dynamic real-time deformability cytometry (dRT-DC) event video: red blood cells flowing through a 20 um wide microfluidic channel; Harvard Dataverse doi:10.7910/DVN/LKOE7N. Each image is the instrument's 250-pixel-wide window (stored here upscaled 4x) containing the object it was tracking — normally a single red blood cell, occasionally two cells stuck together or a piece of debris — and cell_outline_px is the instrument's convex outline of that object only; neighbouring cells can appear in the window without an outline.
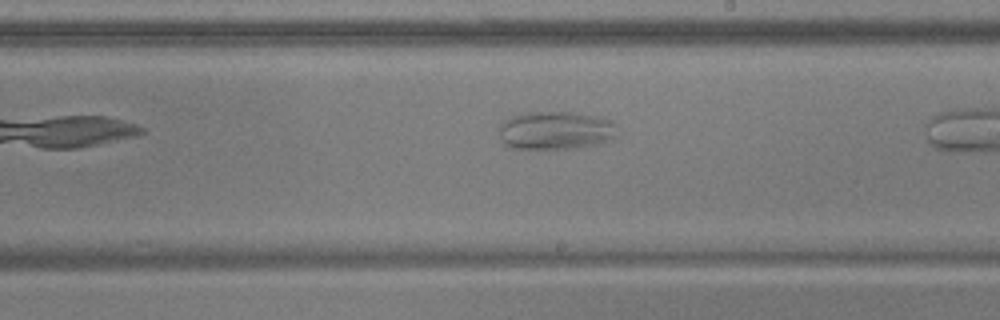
{"species": "common noctule bat (a hibernating species)", "species_latin": "Nyctalus noctula", "temperature_condition": "warm", "stored_images_in_passage": 18, "camera_frame_rate_fps": 3000, "um_per_image_px": 0.085, "animal": {"sex": "male", "body_mass_g": 17.9, "forearm_length_mm": 54.2}, "frame": {"image": 1, "passage_image": 16, "time_ms": 5.0, "image_size_px": [1000, 320], "cell_outline_px": [[616, 136], [612, 140], [596, 144], [576, 148], [512, 148], [504, 144], [500, 136], [500, 124], [508, 116], [528, 112], [568, 112], [600, 116], [612, 120], [616, 124]], "centroid_in_image_um": [47.25, 11.07], "position_along_channel_um": 241.8, "area_um2": 26.53}}